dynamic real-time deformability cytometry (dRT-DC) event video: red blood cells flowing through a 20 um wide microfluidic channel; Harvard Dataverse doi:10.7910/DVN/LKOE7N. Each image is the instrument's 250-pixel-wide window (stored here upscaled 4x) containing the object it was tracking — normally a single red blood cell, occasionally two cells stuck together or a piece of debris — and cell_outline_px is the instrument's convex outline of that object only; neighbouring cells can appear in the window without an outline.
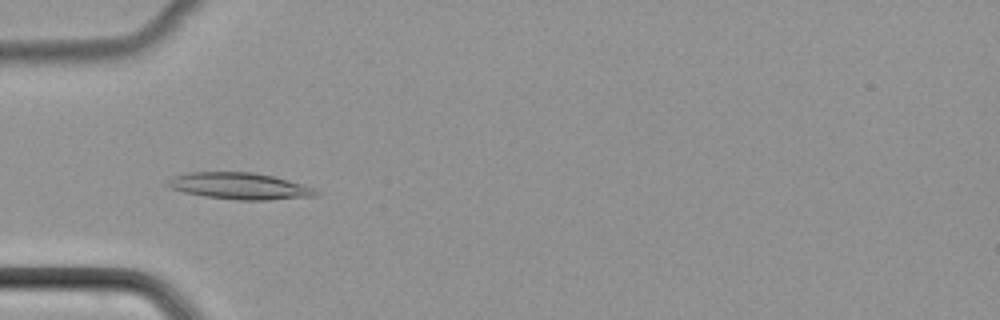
{"species": "common noctule bat (a hibernating species)", "species_latin": "Nyctalus noctula", "temperature_condition": "cold", "stored_images_in_passage": 40, "camera_frame_rate_fps": 3000, "um_per_image_px": 0.085, "animal": {"sex": "female", "body_mass_g": 22.7, "forearm_length_mm": 54.2}, "frame": {"image": 1, "passage_image": 6, "time_ms": 1.667, "image_size_px": [1000, 320], "cell_outline_px": [[320, 196], [268, 200], [236, 200], [204, 196], [184, 192], [172, 188], [164, 184], [172, 176], [188, 172], [252, 172], [272, 176], [288, 180], [316, 188], [320, 192]], "centroid_in_image_um": [20.39, 15.82], "position_along_channel_um": 64.6, "area_um2": 23.18}}
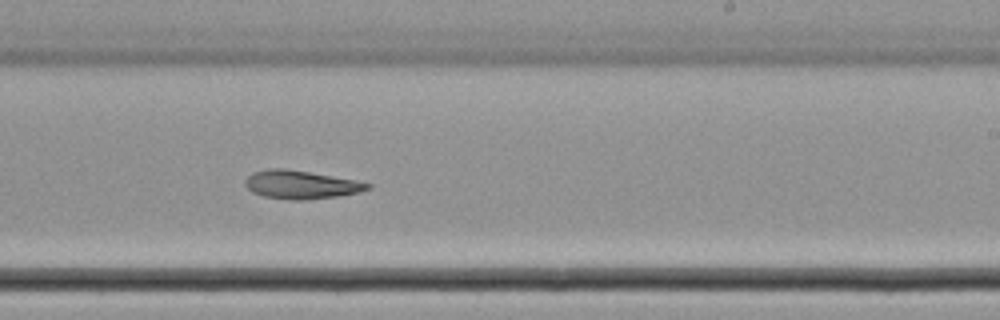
{"frame": {"image": 2, "passage_image": 21, "time_ms": 6.667, "image_size_px": [1000, 320], "cell_outline_px": [[372, 188], [360, 192], [336, 196], [308, 200], [288, 200], [264, 196], [252, 192], [244, 184], [244, 180], [252, 172], [268, 168], [284, 168], [356, 180], [372, 184]], "centroid_in_image_um": [25.56, 15.7], "position_along_channel_um": 263.4, "area_um2": 20.29}}
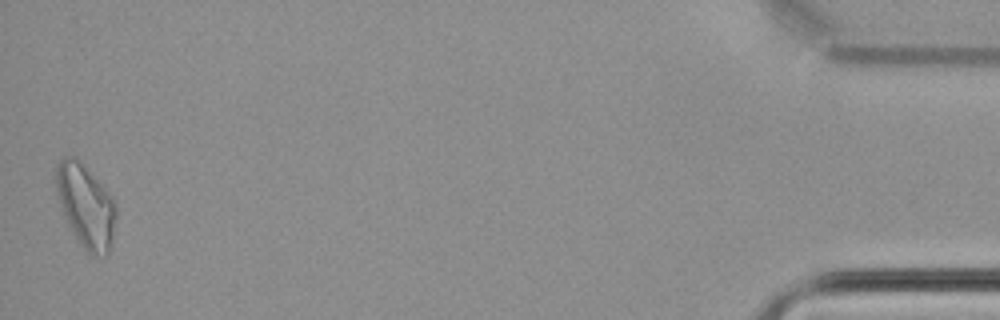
{"frame": {"image": 3, "passage_image": 40, "time_ms": 13.0, "image_size_px": [1000, 320], "cell_outline_px": [[116, 216], [112, 236], [108, 252], [104, 256], [92, 256], [84, 248], [68, 224], [60, 208], [56, 196], [52, 176], [52, 172], [56, 164], [64, 156], [76, 156], [112, 196], [116, 204]], "centroid_in_image_um": [7.22, 17.42], "position_along_channel_um": 428.0, "area_um2": 29.48}}